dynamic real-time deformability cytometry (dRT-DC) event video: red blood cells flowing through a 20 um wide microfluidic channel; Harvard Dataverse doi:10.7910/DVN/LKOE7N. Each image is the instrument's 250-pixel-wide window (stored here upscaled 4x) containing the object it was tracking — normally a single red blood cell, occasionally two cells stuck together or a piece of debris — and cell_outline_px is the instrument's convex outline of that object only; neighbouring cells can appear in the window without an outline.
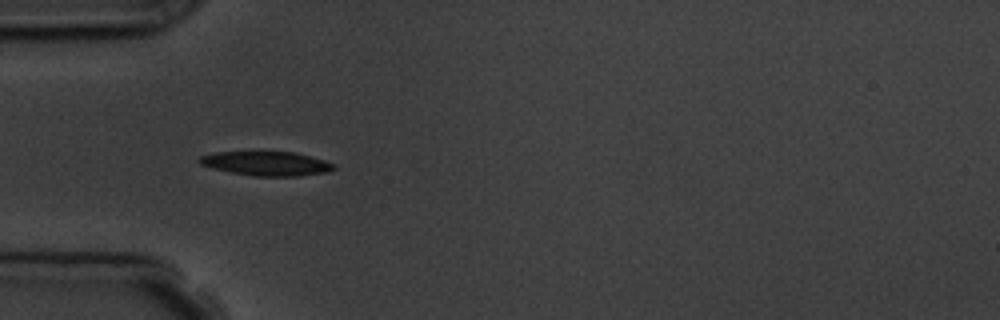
{"species": "common noctule bat (a hibernating species)", "species_latin": "Nyctalus noctula", "temperature_condition": "room temperature", "stored_images_in_passage": 5, "camera_frame_rate_fps": 3000, "um_per_image_px": 0.085, "animal": {"sex": "male", "body_mass_g": 19.5, "forearm_length_mm": 54.6}, "frame": {"image": 1, "passage_image": 4, "time_ms": 4.333, "image_size_px": [1000, 320], "cell_outline_px": [[336, 168], [324, 172], [300, 176], [252, 176], [212, 168], [200, 164], [196, 160], [200, 156], [212, 152], [296, 152], [324, 160], [336, 164]], "centroid_in_image_um": [22.62, 13.89], "position_along_channel_um": 62.4, "area_um2": 18.96}}